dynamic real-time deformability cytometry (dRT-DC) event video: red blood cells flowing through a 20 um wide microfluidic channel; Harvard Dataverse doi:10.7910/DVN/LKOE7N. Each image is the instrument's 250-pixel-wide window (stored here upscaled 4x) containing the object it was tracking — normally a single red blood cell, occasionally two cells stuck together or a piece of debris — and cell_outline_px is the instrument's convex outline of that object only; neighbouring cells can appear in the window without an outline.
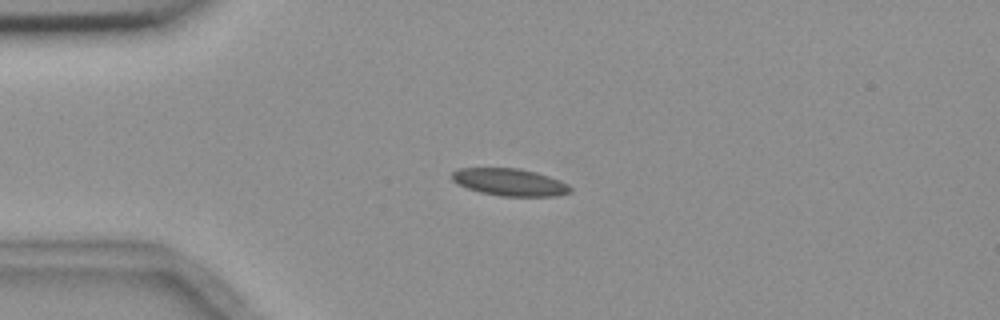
{"species": "common noctule bat (a hibernating species)", "species_latin": "Nyctalus noctula", "temperature_condition": "room temperature", "stored_images_in_passage": 2, "camera_frame_rate_fps": 3000, "um_per_image_px": 0.085, "animal": {"sex": "female", "body_mass_g": 18.4}, "frame": {"image": 1, "passage_image": 1, "time_ms": 0.0, "image_size_px": [1000, 320], "cell_outline_px": [[572, 192], [556, 196], [500, 196], [480, 192], [468, 188], [452, 180], [452, 172], [460, 168], [520, 168], [536, 172], [560, 180], [568, 184], [572, 188]], "centroid_in_image_um": [43.36, 15.48], "position_along_channel_um": 41.6, "area_um2": 18.79}}